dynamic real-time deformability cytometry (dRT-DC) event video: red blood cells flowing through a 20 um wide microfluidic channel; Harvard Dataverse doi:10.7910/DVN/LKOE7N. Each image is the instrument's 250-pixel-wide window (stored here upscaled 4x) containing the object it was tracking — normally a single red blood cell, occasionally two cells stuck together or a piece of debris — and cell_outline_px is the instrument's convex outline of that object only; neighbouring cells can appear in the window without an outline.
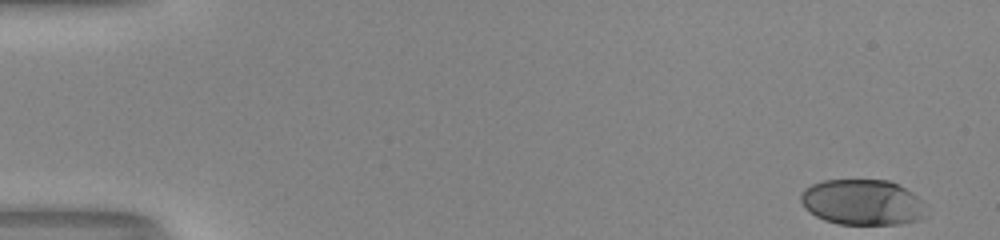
{"species": "human", "species_latin": "Homo sapiens", "temperature_condition": "room temperature", "stored_images_in_passage": 51, "camera_frame_rate_fps": 3000, "um_per_image_px": 0.085, "donor": {"sex": "male"}, "frame": {"image": 1, "passage_image": 1, "time_ms": 0.0, "image_size_px": [1000, 240], "cell_outline_px": [[920, 220], [900, 224], [840, 224], [824, 220], [816, 216], [804, 208], [800, 200], [800, 196], [804, 188], [812, 184], [824, 180], [888, 180], [912, 192], [920, 200]], "centroid_in_image_um": [73.2, 17.19], "position_along_channel_um": 11.8, "area_um2": 32.83}}
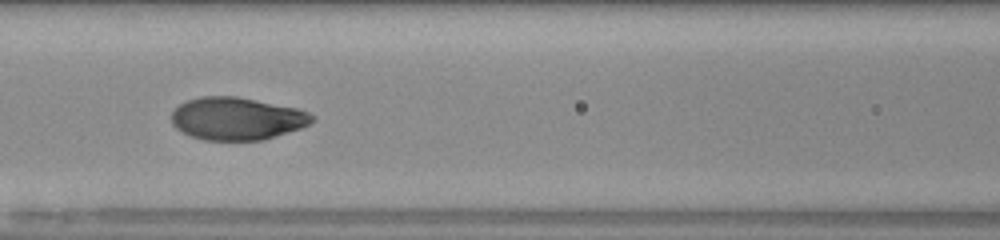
{"frame": {"image": 2, "passage_image": 23, "time_ms": 7.333, "image_size_px": [1000, 240], "cell_outline_px": [[316, 120], [300, 128], [264, 140], [204, 140], [188, 136], [176, 128], [172, 124], [172, 112], [180, 104], [188, 100], [200, 96], [236, 96], [296, 108], [308, 112], [316, 116]], "centroid_in_image_um": [20.13, 10.09], "position_along_channel_um": 146.5, "area_um2": 34.97}}
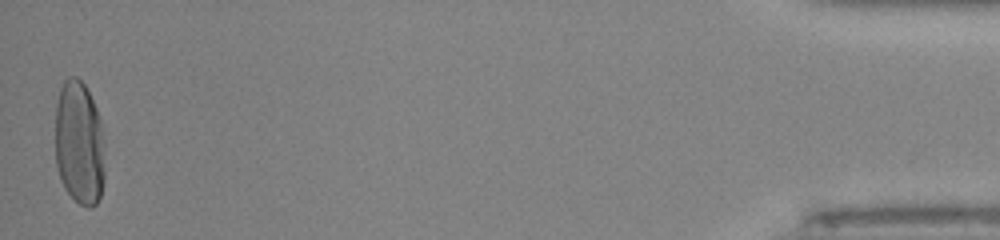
{"frame": {"image": 3, "passage_image": 51, "time_ms": 16.667, "image_size_px": [1000, 240], "cell_outline_px": [[104, 180], [100, 196], [96, 204], [92, 208], [88, 208], [80, 204], [64, 188], [60, 180], [56, 164], [56, 104], [60, 88], [64, 80], [68, 76], [76, 76], [84, 84], [96, 108], [100, 120], [104, 140]], "centroid_in_image_um": [6.74, 12.18], "position_along_channel_um": 428.5, "area_um2": 36.18}, "authors_computed_cell_mechanics": {"area_um2": 35.258, "velocity_mm_per_s": 4.0039, "shape_relaxation_time_tau1_ms": 3.2123, "shape_relaxation_time_tau2_ms": null, "deformation_change_tau1": 0.1862, "deformation_change_tau2": null}}